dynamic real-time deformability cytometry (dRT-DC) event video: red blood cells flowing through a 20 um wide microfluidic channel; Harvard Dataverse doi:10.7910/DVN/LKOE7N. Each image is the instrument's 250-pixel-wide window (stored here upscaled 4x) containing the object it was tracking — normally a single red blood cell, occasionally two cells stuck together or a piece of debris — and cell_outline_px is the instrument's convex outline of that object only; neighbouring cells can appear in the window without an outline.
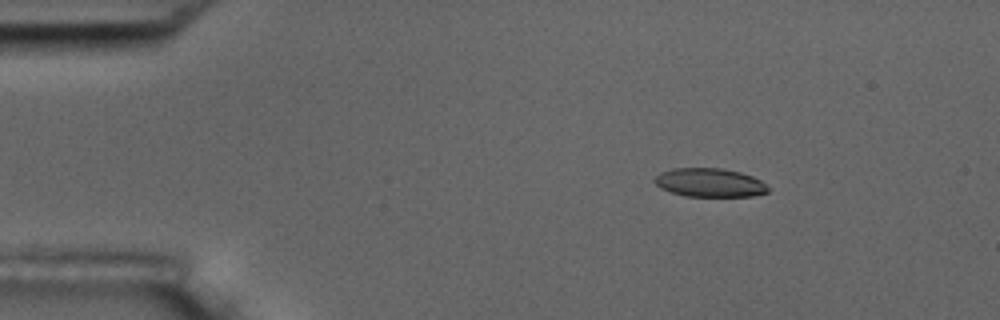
{"species": "common noctule bat (a hibernating species)", "species_latin": "Nyctalus noctula", "temperature_condition": "room temperature", "stored_images_in_passage": 50, "camera_frame_rate_fps": 3000, "um_per_image_px": 0.085, "animal": {"sex": "male", "body_mass_g": 17.5, "forearm_length_mm": 52.3}, "frame": {"image": 1, "passage_image": 2, "time_ms": 0.333, "image_size_px": [1000, 320], "cell_outline_px": [[768, 192], [752, 196], [684, 196], [660, 188], [652, 180], [660, 172], [672, 168], [720, 168], [740, 172], [752, 176], [760, 180], [768, 188]], "centroid_in_image_um": [60.28, 15.52], "position_along_channel_um": 24.7, "area_um2": 18.9}}
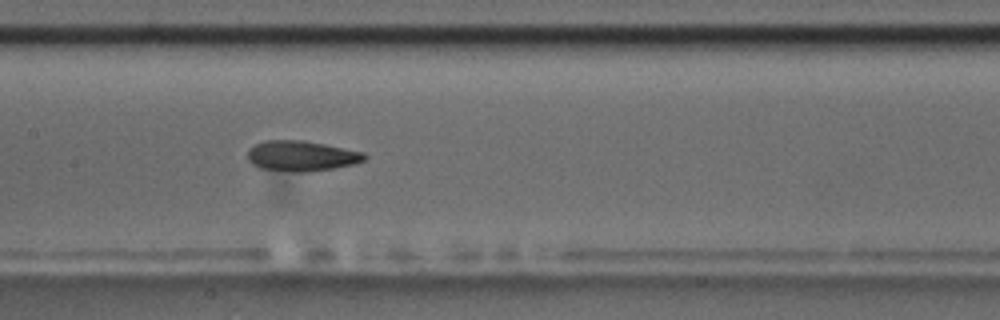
{"frame": {"image": 2, "passage_image": 21, "time_ms": 6.667, "image_size_px": [1000, 320], "cell_outline_px": [[368, 156], [364, 160], [352, 164], [332, 168], [304, 172], [292, 172], [260, 168], [252, 164], [248, 160], [248, 148], [264, 140], [304, 140], [364, 152]], "centroid_in_image_um": [25.59, 13.25], "position_along_channel_um": 181.8, "area_um2": 20.63}}
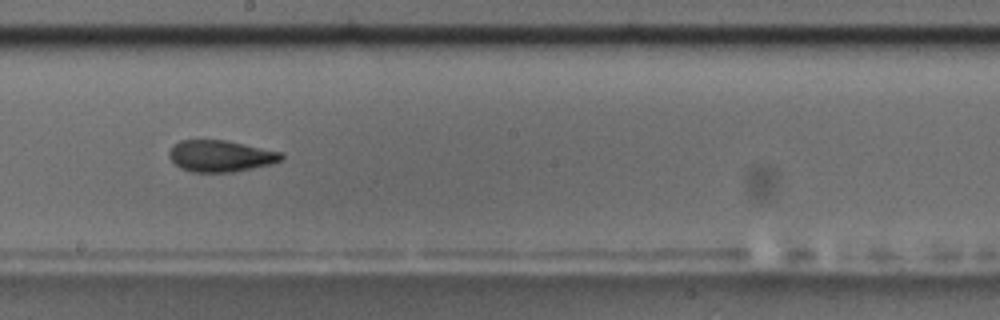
{"frame": {"image": 3, "passage_image": 25, "time_ms": 8.0, "image_size_px": [1000, 320], "cell_outline_px": [[284, 156], [280, 160], [268, 164], [252, 168], [232, 172], [192, 172], [180, 168], [168, 156], [168, 152], [180, 140], [224, 140], [244, 144], [280, 152]], "centroid_in_image_um": [18.71, 13.26], "position_along_channel_um": 229.5, "area_um2": 20.23}, "authors_computed_cell_mechanics": {"area_um2": 20.6057, "velocity_mm_per_s": 3.5986, "shape_relaxation_time_tau1_ms": 4.0045, "shape_relaxation_time_tau2_ms": 2.6692, "deformation_change_tau1": 0.1668, "deformation_change_tau2": 0.1108}}